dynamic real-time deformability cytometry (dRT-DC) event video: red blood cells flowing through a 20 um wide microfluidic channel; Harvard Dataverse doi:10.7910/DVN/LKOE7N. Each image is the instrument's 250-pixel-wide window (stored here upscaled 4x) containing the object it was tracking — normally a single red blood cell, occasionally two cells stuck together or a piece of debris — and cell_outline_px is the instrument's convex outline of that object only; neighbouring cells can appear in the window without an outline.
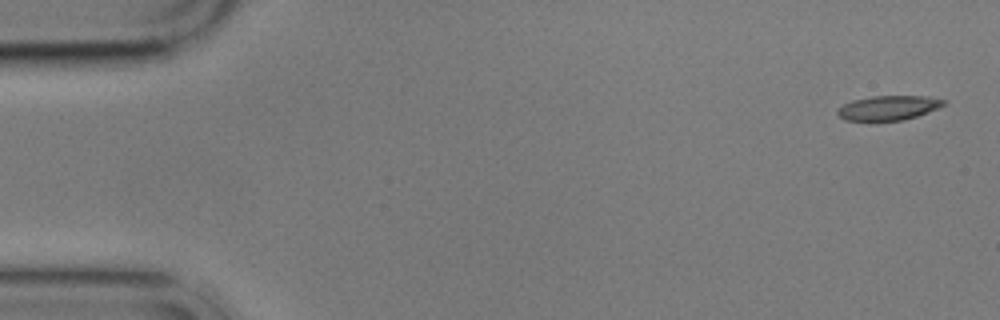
{"species": "common noctule bat (a hibernating species)", "species_latin": "Nyctalus noctula", "temperature_condition": "cold", "stored_images_in_passage": 6, "camera_frame_rate_fps": 3000, "um_per_image_px": 0.085, "animal": {"sex": "male", "body_mass_g": 17.9}, "frame": {"image": 1, "passage_image": 1, "time_ms": 0.0, "image_size_px": [1000, 320], "cell_outline_px": [[948, 104], [940, 108], [904, 120], [844, 120], [836, 112], [844, 104], [852, 100], [872, 96], [928, 96], [948, 100]], "centroid_in_image_um": [75.6, 9.15], "position_along_channel_um": 9.4, "area_um2": 15.2}}